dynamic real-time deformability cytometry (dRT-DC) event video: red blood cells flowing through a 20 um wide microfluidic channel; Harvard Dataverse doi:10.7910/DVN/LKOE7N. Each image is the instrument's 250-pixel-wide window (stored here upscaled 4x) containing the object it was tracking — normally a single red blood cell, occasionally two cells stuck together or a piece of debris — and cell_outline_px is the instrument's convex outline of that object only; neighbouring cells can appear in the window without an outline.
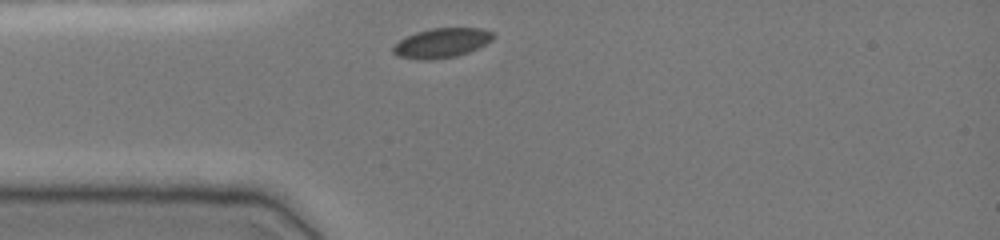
{"species": "common noctule bat (a hibernating species)", "species_latin": "Nyctalus noctula", "temperature_condition": "cold", "stored_images_in_passage": 29, "camera_frame_rate_fps": 3000, "um_per_image_px": 0.085, "animal": {"sex": "female", "body_mass_g": 19.0, "forearm_length_mm": 51.5}, "frame": {"image": 1, "passage_image": 1, "time_ms": 0.0, "image_size_px": [1000, 240], "cell_outline_px": [[496, 36], [492, 40], [468, 52], [456, 56], [432, 60], [416, 60], [396, 56], [392, 52], [392, 48], [400, 40], [416, 32], [432, 28], [480, 28], [496, 32]], "centroid_in_image_um": [37.54, 3.65], "position_along_channel_um": 47.5, "area_um2": 17.34}}
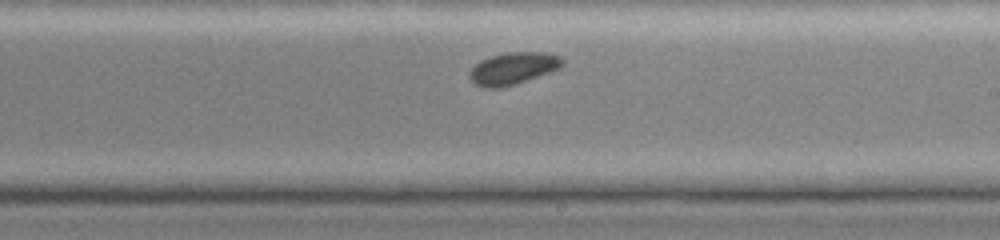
{"frame": {"image": 2, "passage_image": 17, "time_ms": 5.333, "image_size_px": [1000, 240], "cell_outline_px": [[564, 64], [560, 68], [516, 84], [500, 88], [484, 88], [472, 84], [468, 76], [468, 72], [480, 60], [492, 56], [508, 52], [544, 52], [560, 56], [564, 60]], "centroid_in_image_um": [43.58, 5.82], "position_along_channel_um": 245.4, "area_um2": 17.51}}
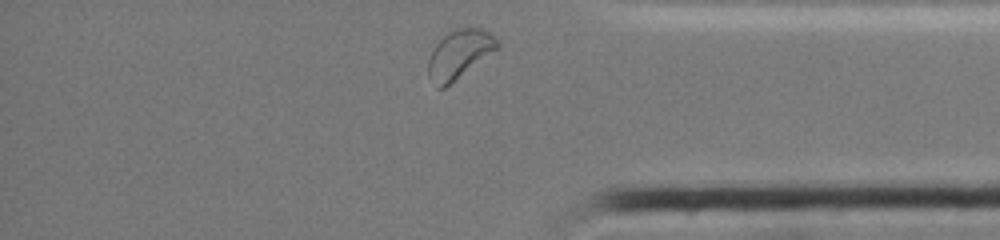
{"frame": {"image": 3, "passage_image": 29, "time_ms": 9.333, "image_size_px": [1000, 240], "cell_outline_px": [[500, 48], [444, 88], [436, 88], [428, 76], [428, 60], [436, 44], [448, 32], [456, 28], [480, 28], [492, 32], [500, 40]], "centroid_in_image_um": [39.09, 4.59], "position_along_channel_um": 396.1, "area_um2": 19.77}}